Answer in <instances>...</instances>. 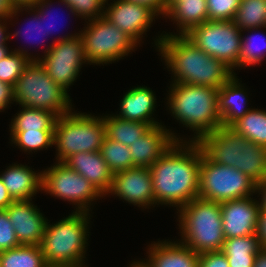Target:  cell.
Wrapping results in <instances>:
<instances>
[{
  "mask_svg": "<svg viewBox=\"0 0 266 267\" xmlns=\"http://www.w3.org/2000/svg\"><path fill=\"white\" fill-rule=\"evenodd\" d=\"M1 180L14 201L32 200L41 190L42 172L33 171L30 166L12 164L1 174Z\"/></svg>",
  "mask_w": 266,
  "mask_h": 267,
  "instance_id": "cell-22",
  "label": "cell"
},
{
  "mask_svg": "<svg viewBox=\"0 0 266 267\" xmlns=\"http://www.w3.org/2000/svg\"><path fill=\"white\" fill-rule=\"evenodd\" d=\"M202 151L194 141H176L152 166L155 205L177 211L198 197Z\"/></svg>",
  "mask_w": 266,
  "mask_h": 267,
  "instance_id": "cell-1",
  "label": "cell"
},
{
  "mask_svg": "<svg viewBox=\"0 0 266 267\" xmlns=\"http://www.w3.org/2000/svg\"><path fill=\"white\" fill-rule=\"evenodd\" d=\"M261 35V36H260ZM257 36L260 37L262 44L258 41ZM257 39V40H256ZM260 45V46H259ZM266 57V37L263 34H255L241 37V54L239 57V68L259 65Z\"/></svg>",
  "mask_w": 266,
  "mask_h": 267,
  "instance_id": "cell-34",
  "label": "cell"
},
{
  "mask_svg": "<svg viewBox=\"0 0 266 267\" xmlns=\"http://www.w3.org/2000/svg\"><path fill=\"white\" fill-rule=\"evenodd\" d=\"M129 267H141L136 261H133Z\"/></svg>",
  "mask_w": 266,
  "mask_h": 267,
  "instance_id": "cell-51",
  "label": "cell"
},
{
  "mask_svg": "<svg viewBox=\"0 0 266 267\" xmlns=\"http://www.w3.org/2000/svg\"><path fill=\"white\" fill-rule=\"evenodd\" d=\"M14 200L9 195L0 177V210H5Z\"/></svg>",
  "mask_w": 266,
  "mask_h": 267,
  "instance_id": "cell-45",
  "label": "cell"
},
{
  "mask_svg": "<svg viewBox=\"0 0 266 267\" xmlns=\"http://www.w3.org/2000/svg\"><path fill=\"white\" fill-rule=\"evenodd\" d=\"M198 267H229V262L222 251L204 252L199 254Z\"/></svg>",
  "mask_w": 266,
  "mask_h": 267,
  "instance_id": "cell-39",
  "label": "cell"
},
{
  "mask_svg": "<svg viewBox=\"0 0 266 267\" xmlns=\"http://www.w3.org/2000/svg\"><path fill=\"white\" fill-rule=\"evenodd\" d=\"M256 235L262 248H266V210L260 209Z\"/></svg>",
  "mask_w": 266,
  "mask_h": 267,
  "instance_id": "cell-43",
  "label": "cell"
},
{
  "mask_svg": "<svg viewBox=\"0 0 266 267\" xmlns=\"http://www.w3.org/2000/svg\"><path fill=\"white\" fill-rule=\"evenodd\" d=\"M195 142L209 161L234 167L256 184L266 179V147L251 142L233 128L221 126Z\"/></svg>",
  "mask_w": 266,
  "mask_h": 267,
  "instance_id": "cell-3",
  "label": "cell"
},
{
  "mask_svg": "<svg viewBox=\"0 0 266 267\" xmlns=\"http://www.w3.org/2000/svg\"><path fill=\"white\" fill-rule=\"evenodd\" d=\"M256 194H261V198H259L260 209L266 210V179L263 182L257 184Z\"/></svg>",
  "mask_w": 266,
  "mask_h": 267,
  "instance_id": "cell-46",
  "label": "cell"
},
{
  "mask_svg": "<svg viewBox=\"0 0 266 267\" xmlns=\"http://www.w3.org/2000/svg\"><path fill=\"white\" fill-rule=\"evenodd\" d=\"M177 25L176 35H186L191 29L208 21L206 0H183L181 2H165L164 17ZM179 29V31H178Z\"/></svg>",
  "mask_w": 266,
  "mask_h": 267,
  "instance_id": "cell-24",
  "label": "cell"
},
{
  "mask_svg": "<svg viewBox=\"0 0 266 267\" xmlns=\"http://www.w3.org/2000/svg\"><path fill=\"white\" fill-rule=\"evenodd\" d=\"M231 128L251 142L266 147V110L252 108Z\"/></svg>",
  "mask_w": 266,
  "mask_h": 267,
  "instance_id": "cell-30",
  "label": "cell"
},
{
  "mask_svg": "<svg viewBox=\"0 0 266 267\" xmlns=\"http://www.w3.org/2000/svg\"><path fill=\"white\" fill-rule=\"evenodd\" d=\"M7 20L9 21V19H0V45L7 44L6 41L10 39V32H7L6 26L8 25Z\"/></svg>",
  "mask_w": 266,
  "mask_h": 267,
  "instance_id": "cell-47",
  "label": "cell"
},
{
  "mask_svg": "<svg viewBox=\"0 0 266 267\" xmlns=\"http://www.w3.org/2000/svg\"><path fill=\"white\" fill-rule=\"evenodd\" d=\"M156 96L150 88L137 86L129 89L120 102L119 114H114L119 118L129 121L144 122L152 126L162 123L151 117L156 107Z\"/></svg>",
  "mask_w": 266,
  "mask_h": 267,
  "instance_id": "cell-21",
  "label": "cell"
},
{
  "mask_svg": "<svg viewBox=\"0 0 266 267\" xmlns=\"http://www.w3.org/2000/svg\"><path fill=\"white\" fill-rule=\"evenodd\" d=\"M24 11H26V13L28 12V14H33L31 16H33L32 18H30L32 21H29V27L26 28V31H24V33L26 32V34L24 36H32L33 34H36V32L38 31L39 35L41 36H48L49 34H47L45 32V27H44V20H42L40 18V15L38 13V11L32 7V8H23ZM28 10V11H27ZM33 12V13H32ZM31 23V24H30ZM31 25V26H30ZM28 26V25H27ZM20 30V29H19ZM23 32L21 31H15L13 34H10V38H14L15 36H19V34H22ZM42 38V37H41ZM37 41V40H36ZM39 41V40H38ZM40 42V41H39ZM36 44V43H35Z\"/></svg>",
  "mask_w": 266,
  "mask_h": 267,
  "instance_id": "cell-38",
  "label": "cell"
},
{
  "mask_svg": "<svg viewBox=\"0 0 266 267\" xmlns=\"http://www.w3.org/2000/svg\"><path fill=\"white\" fill-rule=\"evenodd\" d=\"M41 172L42 192L76 205V212L89 213L92 202L104 198L92 183L63 162H56Z\"/></svg>",
  "mask_w": 266,
  "mask_h": 267,
  "instance_id": "cell-13",
  "label": "cell"
},
{
  "mask_svg": "<svg viewBox=\"0 0 266 267\" xmlns=\"http://www.w3.org/2000/svg\"><path fill=\"white\" fill-rule=\"evenodd\" d=\"M10 135L11 143L26 154L52 147L54 141V130L10 131Z\"/></svg>",
  "mask_w": 266,
  "mask_h": 267,
  "instance_id": "cell-32",
  "label": "cell"
},
{
  "mask_svg": "<svg viewBox=\"0 0 266 267\" xmlns=\"http://www.w3.org/2000/svg\"><path fill=\"white\" fill-rule=\"evenodd\" d=\"M63 163L84 176L104 197L108 195L114 174L100 151L75 153Z\"/></svg>",
  "mask_w": 266,
  "mask_h": 267,
  "instance_id": "cell-20",
  "label": "cell"
},
{
  "mask_svg": "<svg viewBox=\"0 0 266 267\" xmlns=\"http://www.w3.org/2000/svg\"><path fill=\"white\" fill-rule=\"evenodd\" d=\"M103 120L106 127V137L128 147L152 127L151 124L124 120L113 114L104 115Z\"/></svg>",
  "mask_w": 266,
  "mask_h": 267,
  "instance_id": "cell-26",
  "label": "cell"
},
{
  "mask_svg": "<svg viewBox=\"0 0 266 267\" xmlns=\"http://www.w3.org/2000/svg\"><path fill=\"white\" fill-rule=\"evenodd\" d=\"M23 12V8H15L11 0H0V19H14L19 16V13Z\"/></svg>",
  "mask_w": 266,
  "mask_h": 267,
  "instance_id": "cell-41",
  "label": "cell"
},
{
  "mask_svg": "<svg viewBox=\"0 0 266 267\" xmlns=\"http://www.w3.org/2000/svg\"><path fill=\"white\" fill-rule=\"evenodd\" d=\"M163 124L152 126L142 137L129 146L135 167L152 166L180 138ZM180 139V140H179Z\"/></svg>",
  "mask_w": 266,
  "mask_h": 267,
  "instance_id": "cell-18",
  "label": "cell"
},
{
  "mask_svg": "<svg viewBox=\"0 0 266 267\" xmlns=\"http://www.w3.org/2000/svg\"><path fill=\"white\" fill-rule=\"evenodd\" d=\"M256 186L242 171L211 162L202 153L198 197L222 203L253 196Z\"/></svg>",
  "mask_w": 266,
  "mask_h": 267,
  "instance_id": "cell-10",
  "label": "cell"
},
{
  "mask_svg": "<svg viewBox=\"0 0 266 267\" xmlns=\"http://www.w3.org/2000/svg\"><path fill=\"white\" fill-rule=\"evenodd\" d=\"M10 52L11 50L9 51L7 44L0 45V60L3 59Z\"/></svg>",
  "mask_w": 266,
  "mask_h": 267,
  "instance_id": "cell-50",
  "label": "cell"
},
{
  "mask_svg": "<svg viewBox=\"0 0 266 267\" xmlns=\"http://www.w3.org/2000/svg\"><path fill=\"white\" fill-rule=\"evenodd\" d=\"M236 75L222 85L218 91L219 115L222 126L225 127H231L252 109L244 106L248 105V91L244 90L245 86L239 82Z\"/></svg>",
  "mask_w": 266,
  "mask_h": 267,
  "instance_id": "cell-23",
  "label": "cell"
},
{
  "mask_svg": "<svg viewBox=\"0 0 266 267\" xmlns=\"http://www.w3.org/2000/svg\"><path fill=\"white\" fill-rule=\"evenodd\" d=\"M90 219V213L73 211L54 224L47 221L41 244L47 266H86Z\"/></svg>",
  "mask_w": 266,
  "mask_h": 267,
  "instance_id": "cell-5",
  "label": "cell"
},
{
  "mask_svg": "<svg viewBox=\"0 0 266 267\" xmlns=\"http://www.w3.org/2000/svg\"><path fill=\"white\" fill-rule=\"evenodd\" d=\"M41 0H11L15 8H32Z\"/></svg>",
  "mask_w": 266,
  "mask_h": 267,
  "instance_id": "cell-48",
  "label": "cell"
},
{
  "mask_svg": "<svg viewBox=\"0 0 266 267\" xmlns=\"http://www.w3.org/2000/svg\"><path fill=\"white\" fill-rule=\"evenodd\" d=\"M13 90L19 106L48 110L57 117L74 110L69 93L50 78L39 61H30Z\"/></svg>",
  "mask_w": 266,
  "mask_h": 267,
  "instance_id": "cell-8",
  "label": "cell"
},
{
  "mask_svg": "<svg viewBox=\"0 0 266 267\" xmlns=\"http://www.w3.org/2000/svg\"><path fill=\"white\" fill-rule=\"evenodd\" d=\"M85 22L87 25L79 33L90 65L104 66V64L114 63L135 51L138 44L105 17Z\"/></svg>",
  "mask_w": 266,
  "mask_h": 267,
  "instance_id": "cell-9",
  "label": "cell"
},
{
  "mask_svg": "<svg viewBox=\"0 0 266 267\" xmlns=\"http://www.w3.org/2000/svg\"><path fill=\"white\" fill-rule=\"evenodd\" d=\"M105 137L103 116L71 111L57 117L53 141L56 162H64L75 153L100 151Z\"/></svg>",
  "mask_w": 266,
  "mask_h": 267,
  "instance_id": "cell-7",
  "label": "cell"
},
{
  "mask_svg": "<svg viewBox=\"0 0 266 267\" xmlns=\"http://www.w3.org/2000/svg\"><path fill=\"white\" fill-rule=\"evenodd\" d=\"M20 107L22 109L11 119L10 131L54 130L57 119L54 113L43 109Z\"/></svg>",
  "mask_w": 266,
  "mask_h": 267,
  "instance_id": "cell-28",
  "label": "cell"
},
{
  "mask_svg": "<svg viewBox=\"0 0 266 267\" xmlns=\"http://www.w3.org/2000/svg\"><path fill=\"white\" fill-rule=\"evenodd\" d=\"M219 89L184 83H171L167 110L179 123L189 128L194 136L188 141H197L202 135L212 133L222 126L219 115ZM196 134V135H195Z\"/></svg>",
  "mask_w": 266,
  "mask_h": 267,
  "instance_id": "cell-4",
  "label": "cell"
},
{
  "mask_svg": "<svg viewBox=\"0 0 266 267\" xmlns=\"http://www.w3.org/2000/svg\"><path fill=\"white\" fill-rule=\"evenodd\" d=\"M148 246L146 262L136 260L141 267L199 266V254L180 241H157Z\"/></svg>",
  "mask_w": 266,
  "mask_h": 267,
  "instance_id": "cell-19",
  "label": "cell"
},
{
  "mask_svg": "<svg viewBox=\"0 0 266 267\" xmlns=\"http://www.w3.org/2000/svg\"><path fill=\"white\" fill-rule=\"evenodd\" d=\"M32 200L14 201L5 210L20 245L41 246L47 221Z\"/></svg>",
  "mask_w": 266,
  "mask_h": 267,
  "instance_id": "cell-17",
  "label": "cell"
},
{
  "mask_svg": "<svg viewBox=\"0 0 266 267\" xmlns=\"http://www.w3.org/2000/svg\"><path fill=\"white\" fill-rule=\"evenodd\" d=\"M233 22L244 33H260L266 28V0H240Z\"/></svg>",
  "mask_w": 266,
  "mask_h": 267,
  "instance_id": "cell-27",
  "label": "cell"
},
{
  "mask_svg": "<svg viewBox=\"0 0 266 267\" xmlns=\"http://www.w3.org/2000/svg\"><path fill=\"white\" fill-rule=\"evenodd\" d=\"M225 239L256 234L260 204L253 196L220 203Z\"/></svg>",
  "mask_w": 266,
  "mask_h": 267,
  "instance_id": "cell-16",
  "label": "cell"
},
{
  "mask_svg": "<svg viewBox=\"0 0 266 267\" xmlns=\"http://www.w3.org/2000/svg\"><path fill=\"white\" fill-rule=\"evenodd\" d=\"M114 2V3H113ZM104 4L103 17L130 36L140 46L143 35L151 28L153 20L160 17L148 6L128 0H114ZM107 5V6H105ZM156 17V18H155Z\"/></svg>",
  "mask_w": 266,
  "mask_h": 267,
  "instance_id": "cell-14",
  "label": "cell"
},
{
  "mask_svg": "<svg viewBox=\"0 0 266 267\" xmlns=\"http://www.w3.org/2000/svg\"><path fill=\"white\" fill-rule=\"evenodd\" d=\"M11 49L3 59L0 60V81L14 87L15 83L23 73L30 61H38L41 57L31 55L28 50L18 47Z\"/></svg>",
  "mask_w": 266,
  "mask_h": 267,
  "instance_id": "cell-31",
  "label": "cell"
},
{
  "mask_svg": "<svg viewBox=\"0 0 266 267\" xmlns=\"http://www.w3.org/2000/svg\"><path fill=\"white\" fill-rule=\"evenodd\" d=\"M0 267H48L41 246L20 245L0 251Z\"/></svg>",
  "mask_w": 266,
  "mask_h": 267,
  "instance_id": "cell-29",
  "label": "cell"
},
{
  "mask_svg": "<svg viewBox=\"0 0 266 267\" xmlns=\"http://www.w3.org/2000/svg\"><path fill=\"white\" fill-rule=\"evenodd\" d=\"M51 3H53V2H51V0H41L40 2H38L35 6H34V8L38 11V13H39V15H40V18L42 19V20H44L45 21V18L48 16V14L50 15V14H52L51 12L52 11H50L49 9H48V7L50 8V5L52 6V4ZM51 9V8H50ZM50 11V12H49ZM49 12V13H48ZM56 18H57V16H56ZM50 19V18H49ZM53 19H55V18H53ZM48 22V21H47ZM46 24V25H45ZM49 24V23H48ZM47 23H44V27H45V32L47 33V34H51L52 33V26L54 27V25H50L49 24V26H47L48 25ZM52 29V30H51Z\"/></svg>",
  "mask_w": 266,
  "mask_h": 267,
  "instance_id": "cell-42",
  "label": "cell"
},
{
  "mask_svg": "<svg viewBox=\"0 0 266 267\" xmlns=\"http://www.w3.org/2000/svg\"><path fill=\"white\" fill-rule=\"evenodd\" d=\"M253 267H266V248H262L255 257Z\"/></svg>",
  "mask_w": 266,
  "mask_h": 267,
  "instance_id": "cell-49",
  "label": "cell"
},
{
  "mask_svg": "<svg viewBox=\"0 0 266 267\" xmlns=\"http://www.w3.org/2000/svg\"><path fill=\"white\" fill-rule=\"evenodd\" d=\"M178 212L182 244L198 254L222 250L225 236L220 203L197 197Z\"/></svg>",
  "mask_w": 266,
  "mask_h": 267,
  "instance_id": "cell-6",
  "label": "cell"
},
{
  "mask_svg": "<svg viewBox=\"0 0 266 267\" xmlns=\"http://www.w3.org/2000/svg\"><path fill=\"white\" fill-rule=\"evenodd\" d=\"M108 0H59L72 15L83 20H92L103 16L104 4Z\"/></svg>",
  "mask_w": 266,
  "mask_h": 267,
  "instance_id": "cell-35",
  "label": "cell"
},
{
  "mask_svg": "<svg viewBox=\"0 0 266 267\" xmlns=\"http://www.w3.org/2000/svg\"><path fill=\"white\" fill-rule=\"evenodd\" d=\"M243 32L233 21H205L185 36L208 55L225 63L233 71L239 69Z\"/></svg>",
  "mask_w": 266,
  "mask_h": 267,
  "instance_id": "cell-12",
  "label": "cell"
},
{
  "mask_svg": "<svg viewBox=\"0 0 266 267\" xmlns=\"http://www.w3.org/2000/svg\"><path fill=\"white\" fill-rule=\"evenodd\" d=\"M209 21H233L240 0H206Z\"/></svg>",
  "mask_w": 266,
  "mask_h": 267,
  "instance_id": "cell-36",
  "label": "cell"
},
{
  "mask_svg": "<svg viewBox=\"0 0 266 267\" xmlns=\"http://www.w3.org/2000/svg\"><path fill=\"white\" fill-rule=\"evenodd\" d=\"M140 5H145L153 9L159 16L164 17L165 0H128Z\"/></svg>",
  "mask_w": 266,
  "mask_h": 267,
  "instance_id": "cell-44",
  "label": "cell"
},
{
  "mask_svg": "<svg viewBox=\"0 0 266 267\" xmlns=\"http://www.w3.org/2000/svg\"><path fill=\"white\" fill-rule=\"evenodd\" d=\"M20 246L6 210H0V251Z\"/></svg>",
  "mask_w": 266,
  "mask_h": 267,
  "instance_id": "cell-37",
  "label": "cell"
},
{
  "mask_svg": "<svg viewBox=\"0 0 266 267\" xmlns=\"http://www.w3.org/2000/svg\"><path fill=\"white\" fill-rule=\"evenodd\" d=\"M12 102H15L13 86L0 81V112L11 106Z\"/></svg>",
  "mask_w": 266,
  "mask_h": 267,
  "instance_id": "cell-40",
  "label": "cell"
},
{
  "mask_svg": "<svg viewBox=\"0 0 266 267\" xmlns=\"http://www.w3.org/2000/svg\"><path fill=\"white\" fill-rule=\"evenodd\" d=\"M112 173L134 168L129 147L105 137L100 150Z\"/></svg>",
  "mask_w": 266,
  "mask_h": 267,
  "instance_id": "cell-33",
  "label": "cell"
},
{
  "mask_svg": "<svg viewBox=\"0 0 266 267\" xmlns=\"http://www.w3.org/2000/svg\"><path fill=\"white\" fill-rule=\"evenodd\" d=\"M183 0H165V2H181Z\"/></svg>",
  "mask_w": 266,
  "mask_h": 267,
  "instance_id": "cell-52",
  "label": "cell"
},
{
  "mask_svg": "<svg viewBox=\"0 0 266 267\" xmlns=\"http://www.w3.org/2000/svg\"><path fill=\"white\" fill-rule=\"evenodd\" d=\"M108 194L139 208L155 207L150 168L134 167L114 173Z\"/></svg>",
  "mask_w": 266,
  "mask_h": 267,
  "instance_id": "cell-15",
  "label": "cell"
},
{
  "mask_svg": "<svg viewBox=\"0 0 266 267\" xmlns=\"http://www.w3.org/2000/svg\"><path fill=\"white\" fill-rule=\"evenodd\" d=\"M156 50L174 75L172 83L208 86L219 89L236 73L225 63L197 47L185 35L161 33L154 39Z\"/></svg>",
  "mask_w": 266,
  "mask_h": 267,
  "instance_id": "cell-2",
  "label": "cell"
},
{
  "mask_svg": "<svg viewBox=\"0 0 266 267\" xmlns=\"http://www.w3.org/2000/svg\"><path fill=\"white\" fill-rule=\"evenodd\" d=\"M262 249L256 234L225 239L222 253L229 267H253L256 254Z\"/></svg>",
  "mask_w": 266,
  "mask_h": 267,
  "instance_id": "cell-25",
  "label": "cell"
},
{
  "mask_svg": "<svg viewBox=\"0 0 266 267\" xmlns=\"http://www.w3.org/2000/svg\"><path fill=\"white\" fill-rule=\"evenodd\" d=\"M38 61L50 78L67 92L76 81L83 64H89L80 33L59 36L44 48Z\"/></svg>",
  "mask_w": 266,
  "mask_h": 267,
  "instance_id": "cell-11",
  "label": "cell"
}]
</instances>
